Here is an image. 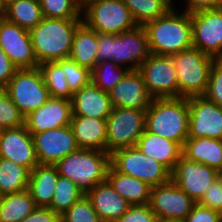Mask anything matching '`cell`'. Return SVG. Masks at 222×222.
<instances>
[{
	"label": "cell",
	"mask_w": 222,
	"mask_h": 222,
	"mask_svg": "<svg viewBox=\"0 0 222 222\" xmlns=\"http://www.w3.org/2000/svg\"><path fill=\"white\" fill-rule=\"evenodd\" d=\"M172 5L165 15L143 26L152 54L172 56L193 47L191 13H180L175 4Z\"/></svg>",
	"instance_id": "obj_1"
},
{
	"label": "cell",
	"mask_w": 222,
	"mask_h": 222,
	"mask_svg": "<svg viewBox=\"0 0 222 222\" xmlns=\"http://www.w3.org/2000/svg\"><path fill=\"white\" fill-rule=\"evenodd\" d=\"M82 23V19L43 17L36 27L29 30L38 63L68 58L74 34Z\"/></svg>",
	"instance_id": "obj_2"
},
{
	"label": "cell",
	"mask_w": 222,
	"mask_h": 222,
	"mask_svg": "<svg viewBox=\"0 0 222 222\" xmlns=\"http://www.w3.org/2000/svg\"><path fill=\"white\" fill-rule=\"evenodd\" d=\"M145 130L183 147L189 131L188 98H153L146 110Z\"/></svg>",
	"instance_id": "obj_3"
},
{
	"label": "cell",
	"mask_w": 222,
	"mask_h": 222,
	"mask_svg": "<svg viewBox=\"0 0 222 222\" xmlns=\"http://www.w3.org/2000/svg\"><path fill=\"white\" fill-rule=\"evenodd\" d=\"M97 45L98 63L113 61L128 70H138L150 55L148 37L143 26H136L119 35L97 32Z\"/></svg>",
	"instance_id": "obj_4"
},
{
	"label": "cell",
	"mask_w": 222,
	"mask_h": 222,
	"mask_svg": "<svg viewBox=\"0 0 222 222\" xmlns=\"http://www.w3.org/2000/svg\"><path fill=\"white\" fill-rule=\"evenodd\" d=\"M59 175L67 177L86 194L106 181L110 154L96 149L79 148L55 164Z\"/></svg>",
	"instance_id": "obj_5"
},
{
	"label": "cell",
	"mask_w": 222,
	"mask_h": 222,
	"mask_svg": "<svg viewBox=\"0 0 222 222\" xmlns=\"http://www.w3.org/2000/svg\"><path fill=\"white\" fill-rule=\"evenodd\" d=\"M82 21L101 34H121L137 26L123 0H85Z\"/></svg>",
	"instance_id": "obj_6"
},
{
	"label": "cell",
	"mask_w": 222,
	"mask_h": 222,
	"mask_svg": "<svg viewBox=\"0 0 222 222\" xmlns=\"http://www.w3.org/2000/svg\"><path fill=\"white\" fill-rule=\"evenodd\" d=\"M172 60L176 68L179 97L203 96L215 59L191 47L172 55Z\"/></svg>",
	"instance_id": "obj_7"
},
{
	"label": "cell",
	"mask_w": 222,
	"mask_h": 222,
	"mask_svg": "<svg viewBox=\"0 0 222 222\" xmlns=\"http://www.w3.org/2000/svg\"><path fill=\"white\" fill-rule=\"evenodd\" d=\"M110 165L117 172L138 178L151 187L171 180V172L164 165L143 154L136 146L112 152Z\"/></svg>",
	"instance_id": "obj_8"
},
{
	"label": "cell",
	"mask_w": 222,
	"mask_h": 222,
	"mask_svg": "<svg viewBox=\"0 0 222 222\" xmlns=\"http://www.w3.org/2000/svg\"><path fill=\"white\" fill-rule=\"evenodd\" d=\"M5 89L24 116L41 107L50 98L39 67L17 69Z\"/></svg>",
	"instance_id": "obj_9"
},
{
	"label": "cell",
	"mask_w": 222,
	"mask_h": 222,
	"mask_svg": "<svg viewBox=\"0 0 222 222\" xmlns=\"http://www.w3.org/2000/svg\"><path fill=\"white\" fill-rule=\"evenodd\" d=\"M146 110L113 107L106 119L107 152L136 146L145 130Z\"/></svg>",
	"instance_id": "obj_10"
},
{
	"label": "cell",
	"mask_w": 222,
	"mask_h": 222,
	"mask_svg": "<svg viewBox=\"0 0 222 222\" xmlns=\"http://www.w3.org/2000/svg\"><path fill=\"white\" fill-rule=\"evenodd\" d=\"M138 70L142 73L147 92L153 98L179 97L172 56L150 53Z\"/></svg>",
	"instance_id": "obj_11"
},
{
	"label": "cell",
	"mask_w": 222,
	"mask_h": 222,
	"mask_svg": "<svg viewBox=\"0 0 222 222\" xmlns=\"http://www.w3.org/2000/svg\"><path fill=\"white\" fill-rule=\"evenodd\" d=\"M192 45L202 53L222 58V7L191 13Z\"/></svg>",
	"instance_id": "obj_12"
},
{
	"label": "cell",
	"mask_w": 222,
	"mask_h": 222,
	"mask_svg": "<svg viewBox=\"0 0 222 222\" xmlns=\"http://www.w3.org/2000/svg\"><path fill=\"white\" fill-rule=\"evenodd\" d=\"M196 202L183 192L172 180L151 187L149 206L158 222H182Z\"/></svg>",
	"instance_id": "obj_13"
},
{
	"label": "cell",
	"mask_w": 222,
	"mask_h": 222,
	"mask_svg": "<svg viewBox=\"0 0 222 222\" xmlns=\"http://www.w3.org/2000/svg\"><path fill=\"white\" fill-rule=\"evenodd\" d=\"M0 48L18 68L39 67L29 30L0 17Z\"/></svg>",
	"instance_id": "obj_14"
},
{
	"label": "cell",
	"mask_w": 222,
	"mask_h": 222,
	"mask_svg": "<svg viewBox=\"0 0 222 222\" xmlns=\"http://www.w3.org/2000/svg\"><path fill=\"white\" fill-rule=\"evenodd\" d=\"M220 172L205 164L188 160L183 155L171 172V180L196 203Z\"/></svg>",
	"instance_id": "obj_15"
},
{
	"label": "cell",
	"mask_w": 222,
	"mask_h": 222,
	"mask_svg": "<svg viewBox=\"0 0 222 222\" xmlns=\"http://www.w3.org/2000/svg\"><path fill=\"white\" fill-rule=\"evenodd\" d=\"M188 137L222 139V106L208 101L204 96L188 98Z\"/></svg>",
	"instance_id": "obj_16"
},
{
	"label": "cell",
	"mask_w": 222,
	"mask_h": 222,
	"mask_svg": "<svg viewBox=\"0 0 222 222\" xmlns=\"http://www.w3.org/2000/svg\"><path fill=\"white\" fill-rule=\"evenodd\" d=\"M31 135L39 164L55 165L79 149L70 125Z\"/></svg>",
	"instance_id": "obj_17"
},
{
	"label": "cell",
	"mask_w": 222,
	"mask_h": 222,
	"mask_svg": "<svg viewBox=\"0 0 222 222\" xmlns=\"http://www.w3.org/2000/svg\"><path fill=\"white\" fill-rule=\"evenodd\" d=\"M0 157L22 165L30 172L39 164L33 137L25 125L2 129Z\"/></svg>",
	"instance_id": "obj_18"
},
{
	"label": "cell",
	"mask_w": 222,
	"mask_h": 222,
	"mask_svg": "<svg viewBox=\"0 0 222 222\" xmlns=\"http://www.w3.org/2000/svg\"><path fill=\"white\" fill-rule=\"evenodd\" d=\"M71 118V100L50 97L45 104L25 116V126L35 134L69 126Z\"/></svg>",
	"instance_id": "obj_19"
},
{
	"label": "cell",
	"mask_w": 222,
	"mask_h": 222,
	"mask_svg": "<svg viewBox=\"0 0 222 222\" xmlns=\"http://www.w3.org/2000/svg\"><path fill=\"white\" fill-rule=\"evenodd\" d=\"M108 93L113 107L147 110L153 99L139 70H129Z\"/></svg>",
	"instance_id": "obj_20"
},
{
	"label": "cell",
	"mask_w": 222,
	"mask_h": 222,
	"mask_svg": "<svg viewBox=\"0 0 222 222\" xmlns=\"http://www.w3.org/2000/svg\"><path fill=\"white\" fill-rule=\"evenodd\" d=\"M71 108L72 116H89L106 120L111 114L113 106L109 93L90 82L73 93Z\"/></svg>",
	"instance_id": "obj_21"
},
{
	"label": "cell",
	"mask_w": 222,
	"mask_h": 222,
	"mask_svg": "<svg viewBox=\"0 0 222 222\" xmlns=\"http://www.w3.org/2000/svg\"><path fill=\"white\" fill-rule=\"evenodd\" d=\"M103 222H114L122 217L131 204L120 196L106 180L86 193Z\"/></svg>",
	"instance_id": "obj_22"
},
{
	"label": "cell",
	"mask_w": 222,
	"mask_h": 222,
	"mask_svg": "<svg viewBox=\"0 0 222 222\" xmlns=\"http://www.w3.org/2000/svg\"><path fill=\"white\" fill-rule=\"evenodd\" d=\"M70 126L79 148L107 152L106 120L89 116H72Z\"/></svg>",
	"instance_id": "obj_23"
},
{
	"label": "cell",
	"mask_w": 222,
	"mask_h": 222,
	"mask_svg": "<svg viewBox=\"0 0 222 222\" xmlns=\"http://www.w3.org/2000/svg\"><path fill=\"white\" fill-rule=\"evenodd\" d=\"M136 147L143 154L164 165L170 172L182 156L180 144L146 130L137 140Z\"/></svg>",
	"instance_id": "obj_24"
},
{
	"label": "cell",
	"mask_w": 222,
	"mask_h": 222,
	"mask_svg": "<svg viewBox=\"0 0 222 222\" xmlns=\"http://www.w3.org/2000/svg\"><path fill=\"white\" fill-rule=\"evenodd\" d=\"M182 155L188 160L222 171V139L188 137L182 147Z\"/></svg>",
	"instance_id": "obj_25"
},
{
	"label": "cell",
	"mask_w": 222,
	"mask_h": 222,
	"mask_svg": "<svg viewBox=\"0 0 222 222\" xmlns=\"http://www.w3.org/2000/svg\"><path fill=\"white\" fill-rule=\"evenodd\" d=\"M59 177L55 165L38 164L29 175L28 191L36 206L49 207Z\"/></svg>",
	"instance_id": "obj_26"
},
{
	"label": "cell",
	"mask_w": 222,
	"mask_h": 222,
	"mask_svg": "<svg viewBox=\"0 0 222 222\" xmlns=\"http://www.w3.org/2000/svg\"><path fill=\"white\" fill-rule=\"evenodd\" d=\"M106 180L131 205L149 204L151 186L146 182L130 175L119 173L111 165L107 171Z\"/></svg>",
	"instance_id": "obj_27"
},
{
	"label": "cell",
	"mask_w": 222,
	"mask_h": 222,
	"mask_svg": "<svg viewBox=\"0 0 222 222\" xmlns=\"http://www.w3.org/2000/svg\"><path fill=\"white\" fill-rule=\"evenodd\" d=\"M97 32L82 23L76 30L69 59L92 71L97 65Z\"/></svg>",
	"instance_id": "obj_28"
},
{
	"label": "cell",
	"mask_w": 222,
	"mask_h": 222,
	"mask_svg": "<svg viewBox=\"0 0 222 222\" xmlns=\"http://www.w3.org/2000/svg\"><path fill=\"white\" fill-rule=\"evenodd\" d=\"M3 17L27 30L36 27L43 19L39 0H10Z\"/></svg>",
	"instance_id": "obj_29"
},
{
	"label": "cell",
	"mask_w": 222,
	"mask_h": 222,
	"mask_svg": "<svg viewBox=\"0 0 222 222\" xmlns=\"http://www.w3.org/2000/svg\"><path fill=\"white\" fill-rule=\"evenodd\" d=\"M36 207L28 189L2 195L0 197V222H20Z\"/></svg>",
	"instance_id": "obj_30"
},
{
	"label": "cell",
	"mask_w": 222,
	"mask_h": 222,
	"mask_svg": "<svg viewBox=\"0 0 222 222\" xmlns=\"http://www.w3.org/2000/svg\"><path fill=\"white\" fill-rule=\"evenodd\" d=\"M29 175L30 171L26 167L0 157V195L27 189Z\"/></svg>",
	"instance_id": "obj_31"
},
{
	"label": "cell",
	"mask_w": 222,
	"mask_h": 222,
	"mask_svg": "<svg viewBox=\"0 0 222 222\" xmlns=\"http://www.w3.org/2000/svg\"><path fill=\"white\" fill-rule=\"evenodd\" d=\"M137 26L165 15L175 0H123Z\"/></svg>",
	"instance_id": "obj_32"
},
{
	"label": "cell",
	"mask_w": 222,
	"mask_h": 222,
	"mask_svg": "<svg viewBox=\"0 0 222 222\" xmlns=\"http://www.w3.org/2000/svg\"><path fill=\"white\" fill-rule=\"evenodd\" d=\"M45 85L50 97L71 100L73 93L70 91L65 72L57 62H45L39 65Z\"/></svg>",
	"instance_id": "obj_33"
},
{
	"label": "cell",
	"mask_w": 222,
	"mask_h": 222,
	"mask_svg": "<svg viewBox=\"0 0 222 222\" xmlns=\"http://www.w3.org/2000/svg\"><path fill=\"white\" fill-rule=\"evenodd\" d=\"M83 195H85L84 192L75 183L67 177L59 175L49 208L61 216Z\"/></svg>",
	"instance_id": "obj_34"
},
{
	"label": "cell",
	"mask_w": 222,
	"mask_h": 222,
	"mask_svg": "<svg viewBox=\"0 0 222 222\" xmlns=\"http://www.w3.org/2000/svg\"><path fill=\"white\" fill-rule=\"evenodd\" d=\"M129 70L113 61L99 62L91 71V82L105 92L111 91Z\"/></svg>",
	"instance_id": "obj_35"
},
{
	"label": "cell",
	"mask_w": 222,
	"mask_h": 222,
	"mask_svg": "<svg viewBox=\"0 0 222 222\" xmlns=\"http://www.w3.org/2000/svg\"><path fill=\"white\" fill-rule=\"evenodd\" d=\"M43 17L56 19H82L80 0H39Z\"/></svg>",
	"instance_id": "obj_36"
},
{
	"label": "cell",
	"mask_w": 222,
	"mask_h": 222,
	"mask_svg": "<svg viewBox=\"0 0 222 222\" xmlns=\"http://www.w3.org/2000/svg\"><path fill=\"white\" fill-rule=\"evenodd\" d=\"M60 219L63 222H103L86 194L65 211Z\"/></svg>",
	"instance_id": "obj_37"
},
{
	"label": "cell",
	"mask_w": 222,
	"mask_h": 222,
	"mask_svg": "<svg viewBox=\"0 0 222 222\" xmlns=\"http://www.w3.org/2000/svg\"><path fill=\"white\" fill-rule=\"evenodd\" d=\"M25 125V116L11 101L5 88H0V128L8 129Z\"/></svg>",
	"instance_id": "obj_38"
},
{
	"label": "cell",
	"mask_w": 222,
	"mask_h": 222,
	"mask_svg": "<svg viewBox=\"0 0 222 222\" xmlns=\"http://www.w3.org/2000/svg\"><path fill=\"white\" fill-rule=\"evenodd\" d=\"M56 62L65 72V77L72 93L77 92L91 82V71L79 66L75 61L66 58Z\"/></svg>",
	"instance_id": "obj_39"
},
{
	"label": "cell",
	"mask_w": 222,
	"mask_h": 222,
	"mask_svg": "<svg viewBox=\"0 0 222 222\" xmlns=\"http://www.w3.org/2000/svg\"><path fill=\"white\" fill-rule=\"evenodd\" d=\"M203 96L208 101L222 106V58L213 61L207 90Z\"/></svg>",
	"instance_id": "obj_40"
},
{
	"label": "cell",
	"mask_w": 222,
	"mask_h": 222,
	"mask_svg": "<svg viewBox=\"0 0 222 222\" xmlns=\"http://www.w3.org/2000/svg\"><path fill=\"white\" fill-rule=\"evenodd\" d=\"M114 222H158L149 204L131 205L126 213Z\"/></svg>",
	"instance_id": "obj_41"
},
{
	"label": "cell",
	"mask_w": 222,
	"mask_h": 222,
	"mask_svg": "<svg viewBox=\"0 0 222 222\" xmlns=\"http://www.w3.org/2000/svg\"><path fill=\"white\" fill-rule=\"evenodd\" d=\"M198 203L217 211L222 209V178L220 176L206 188L205 194Z\"/></svg>",
	"instance_id": "obj_42"
},
{
	"label": "cell",
	"mask_w": 222,
	"mask_h": 222,
	"mask_svg": "<svg viewBox=\"0 0 222 222\" xmlns=\"http://www.w3.org/2000/svg\"><path fill=\"white\" fill-rule=\"evenodd\" d=\"M182 222H221L219 211L195 203Z\"/></svg>",
	"instance_id": "obj_43"
},
{
	"label": "cell",
	"mask_w": 222,
	"mask_h": 222,
	"mask_svg": "<svg viewBox=\"0 0 222 222\" xmlns=\"http://www.w3.org/2000/svg\"><path fill=\"white\" fill-rule=\"evenodd\" d=\"M60 216L49 207L37 206L20 222H58Z\"/></svg>",
	"instance_id": "obj_44"
},
{
	"label": "cell",
	"mask_w": 222,
	"mask_h": 222,
	"mask_svg": "<svg viewBox=\"0 0 222 222\" xmlns=\"http://www.w3.org/2000/svg\"><path fill=\"white\" fill-rule=\"evenodd\" d=\"M18 68L0 48V88H5Z\"/></svg>",
	"instance_id": "obj_45"
},
{
	"label": "cell",
	"mask_w": 222,
	"mask_h": 222,
	"mask_svg": "<svg viewBox=\"0 0 222 222\" xmlns=\"http://www.w3.org/2000/svg\"><path fill=\"white\" fill-rule=\"evenodd\" d=\"M184 2H186V5L185 9L182 11L187 13H192L203 9H214L222 7V0H185Z\"/></svg>",
	"instance_id": "obj_46"
},
{
	"label": "cell",
	"mask_w": 222,
	"mask_h": 222,
	"mask_svg": "<svg viewBox=\"0 0 222 222\" xmlns=\"http://www.w3.org/2000/svg\"><path fill=\"white\" fill-rule=\"evenodd\" d=\"M6 3L4 0H0V17H3L5 12Z\"/></svg>",
	"instance_id": "obj_47"
},
{
	"label": "cell",
	"mask_w": 222,
	"mask_h": 222,
	"mask_svg": "<svg viewBox=\"0 0 222 222\" xmlns=\"http://www.w3.org/2000/svg\"><path fill=\"white\" fill-rule=\"evenodd\" d=\"M220 216H221V222H222V209L219 211Z\"/></svg>",
	"instance_id": "obj_48"
}]
</instances>
